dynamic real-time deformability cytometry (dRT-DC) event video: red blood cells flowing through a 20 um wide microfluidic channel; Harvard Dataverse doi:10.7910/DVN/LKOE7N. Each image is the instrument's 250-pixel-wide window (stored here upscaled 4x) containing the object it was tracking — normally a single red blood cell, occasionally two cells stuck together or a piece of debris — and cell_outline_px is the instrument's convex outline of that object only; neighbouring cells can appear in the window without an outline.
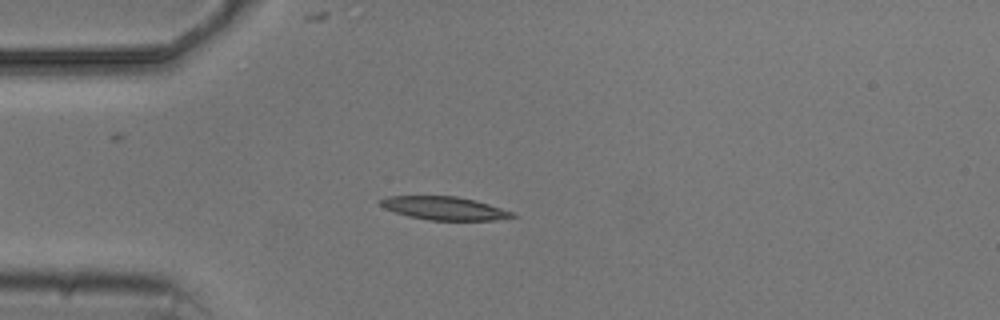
{"species": "common noctule bat (a hibernating species)", "species_latin": "Nyctalus noctula", "temperature_condition": "cold", "stored_images_in_passage": 3, "camera_frame_rate_fps": 3000, "um_per_image_px": 0.085, "animal": {"sex": "male", "body_mass_g": 20.5, "forearm_length_mm": 52.5}, "frame": {"image": 1, "passage_image": 3, "time_ms": 3.333, "image_size_px": [1000, 320], "cell_outline_px": [[516, 216], [496, 220], [428, 220], [408, 216], [384, 208], [376, 200], [388, 196], [456, 196], [476, 200], [512, 212]], "centroid_in_image_um": [37.72, 17.69], "position_along_channel_um": 47.3, "area_um2": 17.8}}